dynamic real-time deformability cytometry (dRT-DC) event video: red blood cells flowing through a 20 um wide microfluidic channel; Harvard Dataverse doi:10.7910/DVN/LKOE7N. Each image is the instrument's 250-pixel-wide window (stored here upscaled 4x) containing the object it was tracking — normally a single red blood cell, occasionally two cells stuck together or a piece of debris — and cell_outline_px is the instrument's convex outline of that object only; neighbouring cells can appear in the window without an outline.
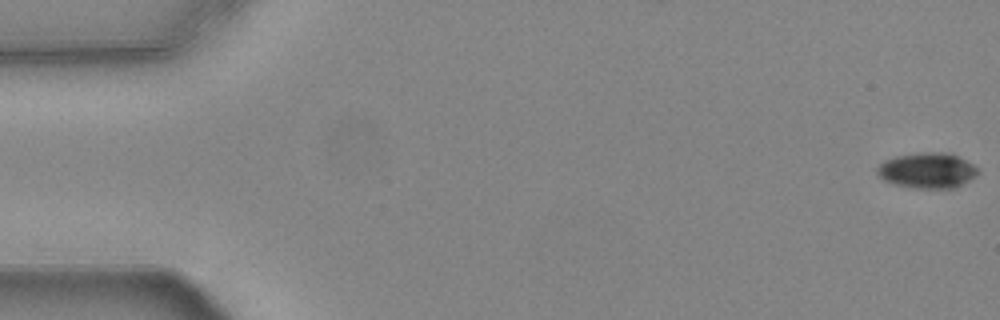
{"species": "common noctule bat (a hibernating species)", "species_latin": "Nyctalus noctula", "temperature_condition": "warm", "stored_images_in_passage": 12, "camera_frame_rate_fps": 3000, "um_per_image_px": 0.085, "animal": {"sex": "female", "body_mass_g": 24.6, "forearm_length_mm": 56.2}, "frame": {"image": 1, "passage_image": 1, "time_ms": 0.0, "image_size_px": [1000, 320], "cell_outline_px": [[980, 172], [976, 176], [952, 188], [916, 188], [896, 184], [884, 180], [876, 172], [876, 168], [884, 160], [896, 156], [920, 152], [948, 152], [972, 164]], "centroid_in_image_um": [78.79, 14.47], "position_along_channel_um": 6.2, "area_um2": 20.58}}